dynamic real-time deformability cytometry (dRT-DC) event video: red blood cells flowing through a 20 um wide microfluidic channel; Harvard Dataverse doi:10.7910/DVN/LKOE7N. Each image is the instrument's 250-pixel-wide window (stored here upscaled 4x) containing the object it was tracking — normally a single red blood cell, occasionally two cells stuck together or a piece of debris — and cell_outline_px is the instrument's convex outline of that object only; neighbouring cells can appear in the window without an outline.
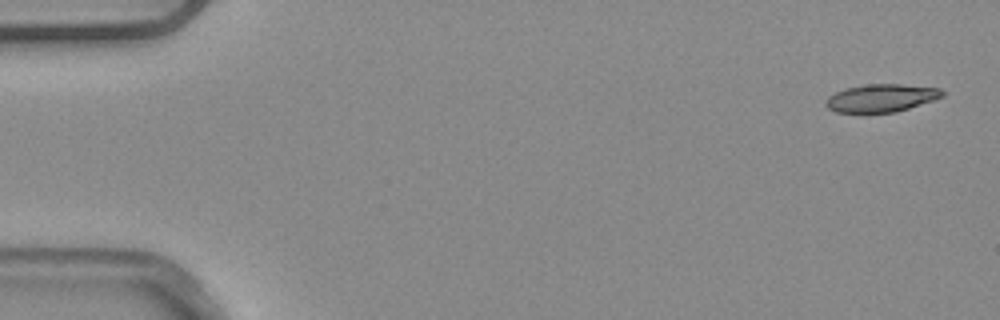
{"species": "common noctule bat (a hibernating species)", "species_latin": "Nyctalus noctula", "temperature_condition": "warm", "stored_images_in_passage": 4, "camera_frame_rate_fps": 3000, "um_per_image_px": 0.085, "animal": {"sex": "male", "body_mass_g": 20.4}, "frame": {"image": 1, "passage_image": 1, "time_ms": 0.0, "image_size_px": [1000, 320], "cell_outline_px": [[944, 96], [896, 112], [868, 116], [836, 112], [828, 108], [824, 104], [828, 96], [844, 88], [868, 84], [900, 84], [940, 88], [944, 92]], "centroid_in_image_um": [74.83, 8.38], "position_along_channel_um": 10.2, "area_um2": 19.59}}
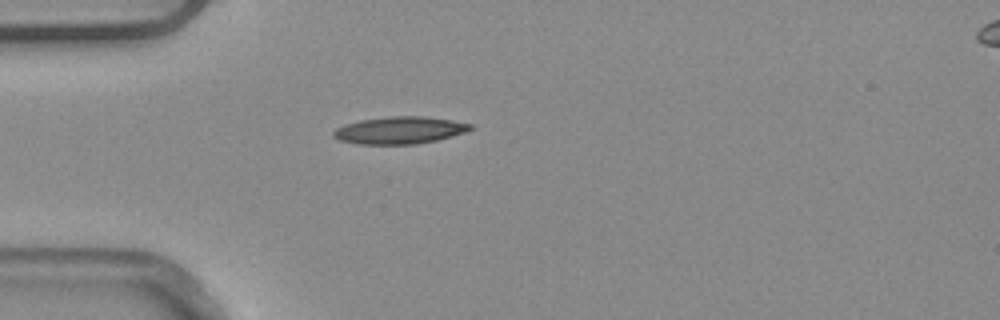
{"frame": {"image": 2, "passage_image": 4, "time_ms": 1.0, "image_size_px": [1000, 320], "cell_outline_px": [[472, 128], [464, 132], [452, 136], [436, 140], [416, 144], [360, 144], [340, 140], [332, 136], [332, 132], [336, 128], [344, 124], [360, 120], [392, 116], [424, 116], [452, 120], [472, 124]], "centroid_in_image_um": [33.95, 11.07], "position_along_channel_um": 51.1, "area_um2": 21.62}}